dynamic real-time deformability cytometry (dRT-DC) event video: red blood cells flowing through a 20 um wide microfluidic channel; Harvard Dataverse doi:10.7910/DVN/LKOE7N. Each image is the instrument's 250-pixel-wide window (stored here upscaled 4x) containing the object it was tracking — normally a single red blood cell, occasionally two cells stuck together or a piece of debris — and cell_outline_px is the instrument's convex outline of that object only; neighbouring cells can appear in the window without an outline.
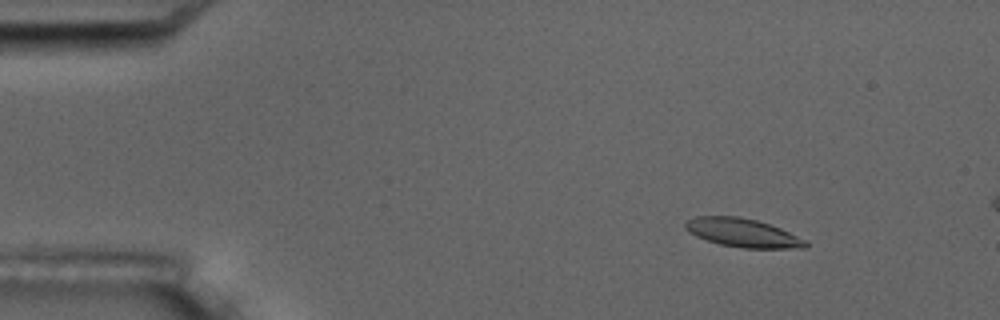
{"species": "common noctule bat (a hibernating species)", "species_latin": "Nyctalus noctula", "temperature_condition": "room temperature", "stored_images_in_passage": 5, "camera_frame_rate_fps": 3000, "um_per_image_px": 0.085, "animal": {"sex": "male", "body_mass_g": 17.5, "forearm_length_mm": 52.3}, "frame": {"image": 1, "passage_image": 3, "time_ms": 2.333, "image_size_px": [1000, 320], "cell_outline_px": [[808, 248], [744, 248], [720, 244], [696, 236], [688, 232], [684, 228], [684, 224], [688, 220], [696, 216], [736, 216], [756, 220], [780, 228], [808, 240]], "centroid_in_image_um": [63.15, 19.79], "position_along_channel_um": 21.8, "area_um2": 20.0}}